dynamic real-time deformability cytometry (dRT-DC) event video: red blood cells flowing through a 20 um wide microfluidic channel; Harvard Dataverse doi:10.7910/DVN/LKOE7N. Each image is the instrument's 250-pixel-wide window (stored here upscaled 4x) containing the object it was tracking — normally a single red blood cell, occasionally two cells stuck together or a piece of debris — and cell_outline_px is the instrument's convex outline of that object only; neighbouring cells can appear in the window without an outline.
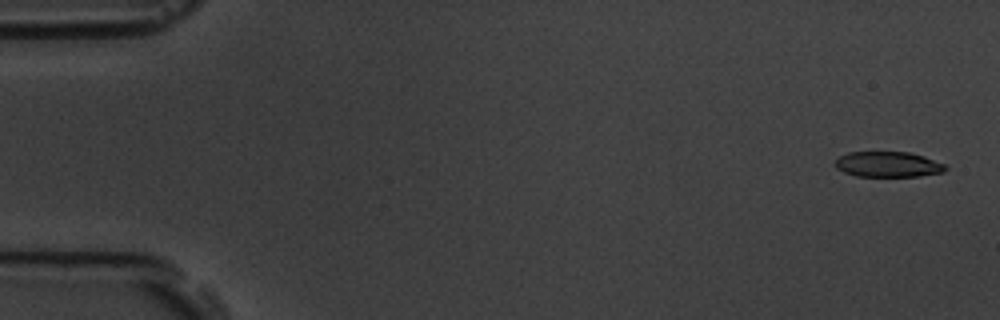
{"species": "common noctule bat (a hibernating species)", "species_latin": "Nyctalus noctula", "temperature_condition": "room temperature", "stored_images_in_passage": 6, "camera_frame_rate_fps": 3000, "um_per_image_px": 0.085, "animal": {"sex": "male", "body_mass_g": 19.5, "forearm_length_mm": 54.6}, "frame": {"image": 1, "passage_image": 1, "time_ms": 0.0, "image_size_px": [1000, 320], "cell_outline_px": [[948, 168], [944, 172], [920, 176], [856, 176], [844, 172], [836, 168], [836, 160], [840, 156], [848, 152], [908, 152], [924, 156], [948, 164]], "centroid_in_image_um": [75.54, 13.97], "position_along_channel_um": 9.5, "area_um2": 16.47}}
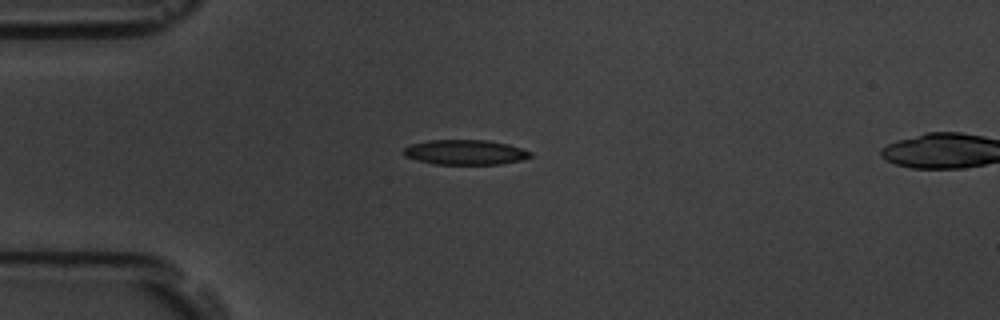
{"frame": {"image": 2, "passage_image": 5, "time_ms": 4.333, "image_size_px": [1000, 320], "cell_outline_px": [[532, 156], [524, 160], [500, 164], [432, 164], [404, 156], [404, 148], [412, 144], [428, 140], [488, 140], [508, 144], [532, 152]], "centroid_in_image_um": [39.57, 12.94], "position_along_channel_um": 45.4, "area_um2": 18.44}}